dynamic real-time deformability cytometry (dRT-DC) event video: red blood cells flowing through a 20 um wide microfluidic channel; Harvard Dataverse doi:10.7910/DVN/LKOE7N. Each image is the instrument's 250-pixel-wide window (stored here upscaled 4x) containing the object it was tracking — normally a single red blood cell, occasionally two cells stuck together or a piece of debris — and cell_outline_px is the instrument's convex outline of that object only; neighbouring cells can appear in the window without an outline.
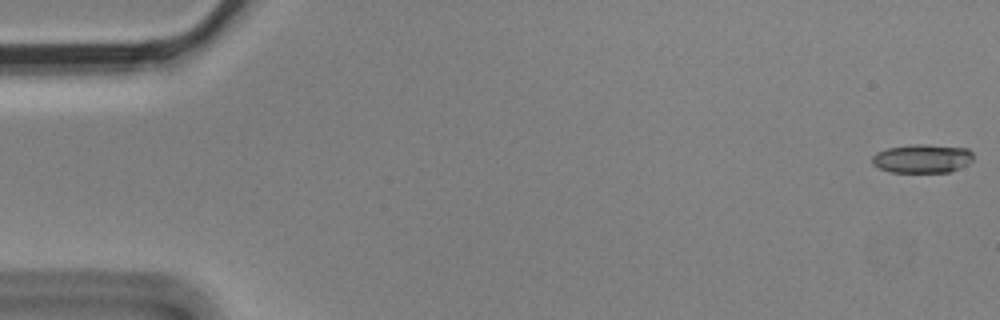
{"species": "Egyptian fruit bat (a non-hibernating species)", "species_latin": "Rousettus aegyptiacus", "temperature_condition": "cold", "stored_images_in_passage": 4, "camera_frame_rate_fps": 3000, "um_per_image_px": 0.085, "animal": {"sex": "male"}, "frame": {"image": 1, "passage_image": 1, "time_ms": 0.0, "image_size_px": [1000, 320], "cell_outline_px": [[972, 160], [968, 164], [948, 172], [892, 172], [880, 168], [872, 164], [872, 156], [876, 152], [888, 148], [912, 144], [928, 144], [968, 148], [972, 152]], "centroid_in_image_um": [78.38, 13.46], "position_along_channel_um": 6.6, "area_um2": 16.94}}